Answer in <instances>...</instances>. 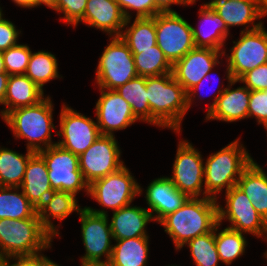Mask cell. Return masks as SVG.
<instances>
[{
  "label": "cell",
  "instance_id": "obj_40",
  "mask_svg": "<svg viewBox=\"0 0 267 266\" xmlns=\"http://www.w3.org/2000/svg\"><path fill=\"white\" fill-rule=\"evenodd\" d=\"M255 117L258 124L267 129V90L251 91L248 106V117Z\"/></svg>",
  "mask_w": 267,
  "mask_h": 266
},
{
  "label": "cell",
  "instance_id": "obj_34",
  "mask_svg": "<svg viewBox=\"0 0 267 266\" xmlns=\"http://www.w3.org/2000/svg\"><path fill=\"white\" fill-rule=\"evenodd\" d=\"M220 225L218 222L214 227L215 244L220 261L230 265L233 260L243 255L247 242L243 233L229 227L217 233Z\"/></svg>",
  "mask_w": 267,
  "mask_h": 266
},
{
  "label": "cell",
  "instance_id": "obj_6",
  "mask_svg": "<svg viewBox=\"0 0 267 266\" xmlns=\"http://www.w3.org/2000/svg\"><path fill=\"white\" fill-rule=\"evenodd\" d=\"M82 241L85 255L81 258L82 266L107 265L111 254L113 239L107 211L84 207L80 212ZM105 256V261L101 260Z\"/></svg>",
  "mask_w": 267,
  "mask_h": 266
},
{
  "label": "cell",
  "instance_id": "obj_14",
  "mask_svg": "<svg viewBox=\"0 0 267 266\" xmlns=\"http://www.w3.org/2000/svg\"><path fill=\"white\" fill-rule=\"evenodd\" d=\"M57 135L63 139L56 144L77 156L84 153L101 136L93 119L65 104L60 112V131Z\"/></svg>",
  "mask_w": 267,
  "mask_h": 266
},
{
  "label": "cell",
  "instance_id": "obj_32",
  "mask_svg": "<svg viewBox=\"0 0 267 266\" xmlns=\"http://www.w3.org/2000/svg\"><path fill=\"white\" fill-rule=\"evenodd\" d=\"M120 96L128 102L134 116L150 123V108L147 100L146 77L137 76L116 89Z\"/></svg>",
  "mask_w": 267,
  "mask_h": 266
},
{
  "label": "cell",
  "instance_id": "obj_55",
  "mask_svg": "<svg viewBox=\"0 0 267 266\" xmlns=\"http://www.w3.org/2000/svg\"><path fill=\"white\" fill-rule=\"evenodd\" d=\"M211 1H221V0H211ZM232 1L239 2V1H262V0H232Z\"/></svg>",
  "mask_w": 267,
  "mask_h": 266
},
{
  "label": "cell",
  "instance_id": "obj_57",
  "mask_svg": "<svg viewBox=\"0 0 267 266\" xmlns=\"http://www.w3.org/2000/svg\"><path fill=\"white\" fill-rule=\"evenodd\" d=\"M265 239H267V236L265 237ZM264 254H265V258H267V252H265Z\"/></svg>",
  "mask_w": 267,
  "mask_h": 266
},
{
  "label": "cell",
  "instance_id": "obj_18",
  "mask_svg": "<svg viewBox=\"0 0 267 266\" xmlns=\"http://www.w3.org/2000/svg\"><path fill=\"white\" fill-rule=\"evenodd\" d=\"M238 80L232 79L228 88L219 89L215 100L208 107L206 120L235 122L248 118V106L251 91L246 86L231 90L230 87Z\"/></svg>",
  "mask_w": 267,
  "mask_h": 266
},
{
  "label": "cell",
  "instance_id": "obj_19",
  "mask_svg": "<svg viewBox=\"0 0 267 266\" xmlns=\"http://www.w3.org/2000/svg\"><path fill=\"white\" fill-rule=\"evenodd\" d=\"M80 22L107 32L111 37L113 34V37H120L130 18H125L116 0H87Z\"/></svg>",
  "mask_w": 267,
  "mask_h": 266
},
{
  "label": "cell",
  "instance_id": "obj_11",
  "mask_svg": "<svg viewBox=\"0 0 267 266\" xmlns=\"http://www.w3.org/2000/svg\"><path fill=\"white\" fill-rule=\"evenodd\" d=\"M141 193V186L124 165L118 171L93 181L89 185L88 195L103 207L117 211L130 205Z\"/></svg>",
  "mask_w": 267,
  "mask_h": 266
},
{
  "label": "cell",
  "instance_id": "obj_26",
  "mask_svg": "<svg viewBox=\"0 0 267 266\" xmlns=\"http://www.w3.org/2000/svg\"><path fill=\"white\" fill-rule=\"evenodd\" d=\"M199 14L205 24H211V29L209 28V30L206 29L207 31H205L203 28L197 29L192 26L195 47L213 48L224 52L221 49L229 35V30L224 21L207 3L202 5Z\"/></svg>",
  "mask_w": 267,
  "mask_h": 266
},
{
  "label": "cell",
  "instance_id": "obj_23",
  "mask_svg": "<svg viewBox=\"0 0 267 266\" xmlns=\"http://www.w3.org/2000/svg\"><path fill=\"white\" fill-rule=\"evenodd\" d=\"M20 188L36 209L53 192L49 182L47 165L38 152L30 157Z\"/></svg>",
  "mask_w": 267,
  "mask_h": 266
},
{
  "label": "cell",
  "instance_id": "obj_12",
  "mask_svg": "<svg viewBox=\"0 0 267 266\" xmlns=\"http://www.w3.org/2000/svg\"><path fill=\"white\" fill-rule=\"evenodd\" d=\"M117 143L114 135H101L79 156V169L89 185L124 166Z\"/></svg>",
  "mask_w": 267,
  "mask_h": 266
},
{
  "label": "cell",
  "instance_id": "obj_25",
  "mask_svg": "<svg viewBox=\"0 0 267 266\" xmlns=\"http://www.w3.org/2000/svg\"><path fill=\"white\" fill-rule=\"evenodd\" d=\"M82 209L77 204L76 195L64 191H53L37 209V214L42 226L54 237L59 235V232L50 217L62 221L73 211L79 213Z\"/></svg>",
  "mask_w": 267,
  "mask_h": 266
},
{
  "label": "cell",
  "instance_id": "obj_22",
  "mask_svg": "<svg viewBox=\"0 0 267 266\" xmlns=\"http://www.w3.org/2000/svg\"><path fill=\"white\" fill-rule=\"evenodd\" d=\"M154 220L150 211L137 206H125L113 212L110 223L113 240L149 237L145 227Z\"/></svg>",
  "mask_w": 267,
  "mask_h": 266
},
{
  "label": "cell",
  "instance_id": "obj_1",
  "mask_svg": "<svg viewBox=\"0 0 267 266\" xmlns=\"http://www.w3.org/2000/svg\"><path fill=\"white\" fill-rule=\"evenodd\" d=\"M218 205L217 200L210 197H191L159 223L179 250L190 240L214 229L218 223Z\"/></svg>",
  "mask_w": 267,
  "mask_h": 266
},
{
  "label": "cell",
  "instance_id": "obj_27",
  "mask_svg": "<svg viewBox=\"0 0 267 266\" xmlns=\"http://www.w3.org/2000/svg\"><path fill=\"white\" fill-rule=\"evenodd\" d=\"M236 185L252 202L257 213L267 222V178L251 162L242 172Z\"/></svg>",
  "mask_w": 267,
  "mask_h": 266
},
{
  "label": "cell",
  "instance_id": "obj_50",
  "mask_svg": "<svg viewBox=\"0 0 267 266\" xmlns=\"http://www.w3.org/2000/svg\"><path fill=\"white\" fill-rule=\"evenodd\" d=\"M267 15V0H262V17Z\"/></svg>",
  "mask_w": 267,
  "mask_h": 266
},
{
  "label": "cell",
  "instance_id": "obj_56",
  "mask_svg": "<svg viewBox=\"0 0 267 266\" xmlns=\"http://www.w3.org/2000/svg\"><path fill=\"white\" fill-rule=\"evenodd\" d=\"M3 17L2 9L0 8V19Z\"/></svg>",
  "mask_w": 267,
  "mask_h": 266
},
{
  "label": "cell",
  "instance_id": "obj_46",
  "mask_svg": "<svg viewBox=\"0 0 267 266\" xmlns=\"http://www.w3.org/2000/svg\"><path fill=\"white\" fill-rule=\"evenodd\" d=\"M210 73H207L206 76L198 83L196 84L194 87H192L188 92H187V104H188V109L191 106V102H192V98L193 96L195 97V94L197 90H200L202 83L204 82L205 79H208Z\"/></svg>",
  "mask_w": 267,
  "mask_h": 266
},
{
  "label": "cell",
  "instance_id": "obj_24",
  "mask_svg": "<svg viewBox=\"0 0 267 266\" xmlns=\"http://www.w3.org/2000/svg\"><path fill=\"white\" fill-rule=\"evenodd\" d=\"M42 91L25 74L10 75L8 78L4 105L7 106L1 111V117L4 118L11 110L33 106L44 99Z\"/></svg>",
  "mask_w": 267,
  "mask_h": 266
},
{
  "label": "cell",
  "instance_id": "obj_31",
  "mask_svg": "<svg viewBox=\"0 0 267 266\" xmlns=\"http://www.w3.org/2000/svg\"><path fill=\"white\" fill-rule=\"evenodd\" d=\"M120 38L130 50L153 49L157 45L155 16L135 17L133 24L121 33Z\"/></svg>",
  "mask_w": 267,
  "mask_h": 266
},
{
  "label": "cell",
  "instance_id": "obj_29",
  "mask_svg": "<svg viewBox=\"0 0 267 266\" xmlns=\"http://www.w3.org/2000/svg\"><path fill=\"white\" fill-rule=\"evenodd\" d=\"M34 153L27 149V154L22 155L8 148H0V186L20 187L27 163Z\"/></svg>",
  "mask_w": 267,
  "mask_h": 266
},
{
  "label": "cell",
  "instance_id": "obj_38",
  "mask_svg": "<svg viewBox=\"0 0 267 266\" xmlns=\"http://www.w3.org/2000/svg\"><path fill=\"white\" fill-rule=\"evenodd\" d=\"M87 0H57L56 7L53 9L58 13L64 14V22L77 26L83 19Z\"/></svg>",
  "mask_w": 267,
  "mask_h": 266
},
{
  "label": "cell",
  "instance_id": "obj_49",
  "mask_svg": "<svg viewBox=\"0 0 267 266\" xmlns=\"http://www.w3.org/2000/svg\"><path fill=\"white\" fill-rule=\"evenodd\" d=\"M20 7L25 8H33L34 7V0H12Z\"/></svg>",
  "mask_w": 267,
  "mask_h": 266
},
{
  "label": "cell",
  "instance_id": "obj_15",
  "mask_svg": "<svg viewBox=\"0 0 267 266\" xmlns=\"http://www.w3.org/2000/svg\"><path fill=\"white\" fill-rule=\"evenodd\" d=\"M178 191L189 198L199 197L204 181V163L199 151L187 141H179L173 176L170 178Z\"/></svg>",
  "mask_w": 267,
  "mask_h": 266
},
{
  "label": "cell",
  "instance_id": "obj_21",
  "mask_svg": "<svg viewBox=\"0 0 267 266\" xmlns=\"http://www.w3.org/2000/svg\"><path fill=\"white\" fill-rule=\"evenodd\" d=\"M222 18L228 30L231 26L253 24L251 31L262 26L254 20L262 18V1H239L221 0L207 3Z\"/></svg>",
  "mask_w": 267,
  "mask_h": 266
},
{
  "label": "cell",
  "instance_id": "obj_8",
  "mask_svg": "<svg viewBox=\"0 0 267 266\" xmlns=\"http://www.w3.org/2000/svg\"><path fill=\"white\" fill-rule=\"evenodd\" d=\"M246 26L241 31V37L230 50L227 56V76L228 83L234 79L239 80L245 73L267 63V31L262 26L251 31Z\"/></svg>",
  "mask_w": 267,
  "mask_h": 266
},
{
  "label": "cell",
  "instance_id": "obj_51",
  "mask_svg": "<svg viewBox=\"0 0 267 266\" xmlns=\"http://www.w3.org/2000/svg\"><path fill=\"white\" fill-rule=\"evenodd\" d=\"M6 72L4 68V61H3V55L2 52L0 51V73Z\"/></svg>",
  "mask_w": 267,
  "mask_h": 266
},
{
  "label": "cell",
  "instance_id": "obj_53",
  "mask_svg": "<svg viewBox=\"0 0 267 266\" xmlns=\"http://www.w3.org/2000/svg\"><path fill=\"white\" fill-rule=\"evenodd\" d=\"M252 163L266 176L267 178V174L265 173V171L257 164L254 162V160L252 159Z\"/></svg>",
  "mask_w": 267,
  "mask_h": 266
},
{
  "label": "cell",
  "instance_id": "obj_9",
  "mask_svg": "<svg viewBox=\"0 0 267 266\" xmlns=\"http://www.w3.org/2000/svg\"><path fill=\"white\" fill-rule=\"evenodd\" d=\"M47 165L48 177L53 191H64L76 195L81 189L89 193V184L79 169V156L53 145L38 152Z\"/></svg>",
  "mask_w": 267,
  "mask_h": 266
},
{
  "label": "cell",
  "instance_id": "obj_28",
  "mask_svg": "<svg viewBox=\"0 0 267 266\" xmlns=\"http://www.w3.org/2000/svg\"><path fill=\"white\" fill-rule=\"evenodd\" d=\"M148 238L137 237L116 240L107 266H146L148 260Z\"/></svg>",
  "mask_w": 267,
  "mask_h": 266
},
{
  "label": "cell",
  "instance_id": "obj_17",
  "mask_svg": "<svg viewBox=\"0 0 267 266\" xmlns=\"http://www.w3.org/2000/svg\"><path fill=\"white\" fill-rule=\"evenodd\" d=\"M99 90L101 96L95 109L101 135L113 136L114 131L125 129L138 120L128 102L116 90Z\"/></svg>",
  "mask_w": 267,
  "mask_h": 266
},
{
  "label": "cell",
  "instance_id": "obj_42",
  "mask_svg": "<svg viewBox=\"0 0 267 266\" xmlns=\"http://www.w3.org/2000/svg\"><path fill=\"white\" fill-rule=\"evenodd\" d=\"M16 26L3 17L0 19V51H5L17 44L19 31Z\"/></svg>",
  "mask_w": 267,
  "mask_h": 266
},
{
  "label": "cell",
  "instance_id": "obj_30",
  "mask_svg": "<svg viewBox=\"0 0 267 266\" xmlns=\"http://www.w3.org/2000/svg\"><path fill=\"white\" fill-rule=\"evenodd\" d=\"M19 189L0 186V219H27L37 213V209Z\"/></svg>",
  "mask_w": 267,
  "mask_h": 266
},
{
  "label": "cell",
  "instance_id": "obj_48",
  "mask_svg": "<svg viewBox=\"0 0 267 266\" xmlns=\"http://www.w3.org/2000/svg\"><path fill=\"white\" fill-rule=\"evenodd\" d=\"M39 266H59L48 257L43 256V254L39 255Z\"/></svg>",
  "mask_w": 267,
  "mask_h": 266
},
{
  "label": "cell",
  "instance_id": "obj_3",
  "mask_svg": "<svg viewBox=\"0 0 267 266\" xmlns=\"http://www.w3.org/2000/svg\"><path fill=\"white\" fill-rule=\"evenodd\" d=\"M52 111L53 104L47 96L33 106L11 110L3 119L15 137L27 139V149L36 153L56 145L51 141V130L55 129Z\"/></svg>",
  "mask_w": 267,
  "mask_h": 266
},
{
  "label": "cell",
  "instance_id": "obj_10",
  "mask_svg": "<svg viewBox=\"0 0 267 266\" xmlns=\"http://www.w3.org/2000/svg\"><path fill=\"white\" fill-rule=\"evenodd\" d=\"M157 45L173 65L195 48L192 25L176 11L155 16Z\"/></svg>",
  "mask_w": 267,
  "mask_h": 266
},
{
  "label": "cell",
  "instance_id": "obj_52",
  "mask_svg": "<svg viewBox=\"0 0 267 266\" xmlns=\"http://www.w3.org/2000/svg\"><path fill=\"white\" fill-rule=\"evenodd\" d=\"M7 265V258L0 256V266Z\"/></svg>",
  "mask_w": 267,
  "mask_h": 266
},
{
  "label": "cell",
  "instance_id": "obj_45",
  "mask_svg": "<svg viewBox=\"0 0 267 266\" xmlns=\"http://www.w3.org/2000/svg\"><path fill=\"white\" fill-rule=\"evenodd\" d=\"M9 75L6 72L0 73V104L4 105V98L7 89Z\"/></svg>",
  "mask_w": 267,
  "mask_h": 266
},
{
  "label": "cell",
  "instance_id": "obj_7",
  "mask_svg": "<svg viewBox=\"0 0 267 266\" xmlns=\"http://www.w3.org/2000/svg\"><path fill=\"white\" fill-rule=\"evenodd\" d=\"M104 49L96 71L99 88L116 90L137 77L133 53L120 37H112Z\"/></svg>",
  "mask_w": 267,
  "mask_h": 266
},
{
  "label": "cell",
  "instance_id": "obj_43",
  "mask_svg": "<svg viewBox=\"0 0 267 266\" xmlns=\"http://www.w3.org/2000/svg\"><path fill=\"white\" fill-rule=\"evenodd\" d=\"M15 260L10 265L9 259ZM6 266H39V254L33 256L8 257Z\"/></svg>",
  "mask_w": 267,
  "mask_h": 266
},
{
  "label": "cell",
  "instance_id": "obj_13",
  "mask_svg": "<svg viewBox=\"0 0 267 266\" xmlns=\"http://www.w3.org/2000/svg\"><path fill=\"white\" fill-rule=\"evenodd\" d=\"M225 209L218 205V222L228 219L231 229L255 236H267V222L257 213L244 192L235 185L226 192Z\"/></svg>",
  "mask_w": 267,
  "mask_h": 266
},
{
  "label": "cell",
  "instance_id": "obj_5",
  "mask_svg": "<svg viewBox=\"0 0 267 266\" xmlns=\"http://www.w3.org/2000/svg\"><path fill=\"white\" fill-rule=\"evenodd\" d=\"M238 140L207 158L204 165L205 197L217 200L216 194L224 187L227 192L235 186L242 172L251 164L250 154Z\"/></svg>",
  "mask_w": 267,
  "mask_h": 266
},
{
  "label": "cell",
  "instance_id": "obj_36",
  "mask_svg": "<svg viewBox=\"0 0 267 266\" xmlns=\"http://www.w3.org/2000/svg\"><path fill=\"white\" fill-rule=\"evenodd\" d=\"M197 266H217L220 262L215 244L214 229L204 235L197 236L186 243Z\"/></svg>",
  "mask_w": 267,
  "mask_h": 266
},
{
  "label": "cell",
  "instance_id": "obj_4",
  "mask_svg": "<svg viewBox=\"0 0 267 266\" xmlns=\"http://www.w3.org/2000/svg\"><path fill=\"white\" fill-rule=\"evenodd\" d=\"M52 237L42 226L37 213L27 219H0V256L38 255L50 248Z\"/></svg>",
  "mask_w": 267,
  "mask_h": 266
},
{
  "label": "cell",
  "instance_id": "obj_54",
  "mask_svg": "<svg viewBox=\"0 0 267 266\" xmlns=\"http://www.w3.org/2000/svg\"><path fill=\"white\" fill-rule=\"evenodd\" d=\"M186 5H190V4H193V3H196L195 1L196 0H182Z\"/></svg>",
  "mask_w": 267,
  "mask_h": 266
},
{
  "label": "cell",
  "instance_id": "obj_35",
  "mask_svg": "<svg viewBox=\"0 0 267 266\" xmlns=\"http://www.w3.org/2000/svg\"><path fill=\"white\" fill-rule=\"evenodd\" d=\"M25 75L43 91L45 83L59 78L55 56L43 50L31 53Z\"/></svg>",
  "mask_w": 267,
  "mask_h": 266
},
{
  "label": "cell",
  "instance_id": "obj_41",
  "mask_svg": "<svg viewBox=\"0 0 267 266\" xmlns=\"http://www.w3.org/2000/svg\"><path fill=\"white\" fill-rule=\"evenodd\" d=\"M238 82L245 83L250 91L267 90V63L245 73Z\"/></svg>",
  "mask_w": 267,
  "mask_h": 266
},
{
  "label": "cell",
  "instance_id": "obj_47",
  "mask_svg": "<svg viewBox=\"0 0 267 266\" xmlns=\"http://www.w3.org/2000/svg\"><path fill=\"white\" fill-rule=\"evenodd\" d=\"M56 2L57 0H34V7L45 4L47 7L54 9L56 7Z\"/></svg>",
  "mask_w": 267,
  "mask_h": 266
},
{
  "label": "cell",
  "instance_id": "obj_33",
  "mask_svg": "<svg viewBox=\"0 0 267 266\" xmlns=\"http://www.w3.org/2000/svg\"><path fill=\"white\" fill-rule=\"evenodd\" d=\"M133 53L135 69L138 76L153 77L172 73V64L164 53L155 45L153 49L130 50Z\"/></svg>",
  "mask_w": 267,
  "mask_h": 266
},
{
  "label": "cell",
  "instance_id": "obj_44",
  "mask_svg": "<svg viewBox=\"0 0 267 266\" xmlns=\"http://www.w3.org/2000/svg\"><path fill=\"white\" fill-rule=\"evenodd\" d=\"M154 2L161 12H174V10L170 8L172 4L186 5L182 0H154Z\"/></svg>",
  "mask_w": 267,
  "mask_h": 266
},
{
  "label": "cell",
  "instance_id": "obj_16",
  "mask_svg": "<svg viewBox=\"0 0 267 266\" xmlns=\"http://www.w3.org/2000/svg\"><path fill=\"white\" fill-rule=\"evenodd\" d=\"M220 52L213 48L195 47L172 65L174 79L188 92L220 63L218 57L226 56L225 51Z\"/></svg>",
  "mask_w": 267,
  "mask_h": 266
},
{
  "label": "cell",
  "instance_id": "obj_39",
  "mask_svg": "<svg viewBox=\"0 0 267 266\" xmlns=\"http://www.w3.org/2000/svg\"><path fill=\"white\" fill-rule=\"evenodd\" d=\"M126 19H131L127 9L136 10V18L154 17L161 11L154 0H116Z\"/></svg>",
  "mask_w": 267,
  "mask_h": 266
},
{
  "label": "cell",
  "instance_id": "obj_2",
  "mask_svg": "<svg viewBox=\"0 0 267 266\" xmlns=\"http://www.w3.org/2000/svg\"><path fill=\"white\" fill-rule=\"evenodd\" d=\"M150 124L180 133V124L188 111L187 92L172 73L146 77Z\"/></svg>",
  "mask_w": 267,
  "mask_h": 266
},
{
  "label": "cell",
  "instance_id": "obj_37",
  "mask_svg": "<svg viewBox=\"0 0 267 266\" xmlns=\"http://www.w3.org/2000/svg\"><path fill=\"white\" fill-rule=\"evenodd\" d=\"M32 51L28 45L16 44L2 51L4 68L10 75L25 74Z\"/></svg>",
  "mask_w": 267,
  "mask_h": 266
},
{
  "label": "cell",
  "instance_id": "obj_20",
  "mask_svg": "<svg viewBox=\"0 0 267 266\" xmlns=\"http://www.w3.org/2000/svg\"><path fill=\"white\" fill-rule=\"evenodd\" d=\"M145 198L154 221L159 223L165 216L179 209L189 197L178 191L169 177H160L149 184Z\"/></svg>",
  "mask_w": 267,
  "mask_h": 266
}]
</instances>
